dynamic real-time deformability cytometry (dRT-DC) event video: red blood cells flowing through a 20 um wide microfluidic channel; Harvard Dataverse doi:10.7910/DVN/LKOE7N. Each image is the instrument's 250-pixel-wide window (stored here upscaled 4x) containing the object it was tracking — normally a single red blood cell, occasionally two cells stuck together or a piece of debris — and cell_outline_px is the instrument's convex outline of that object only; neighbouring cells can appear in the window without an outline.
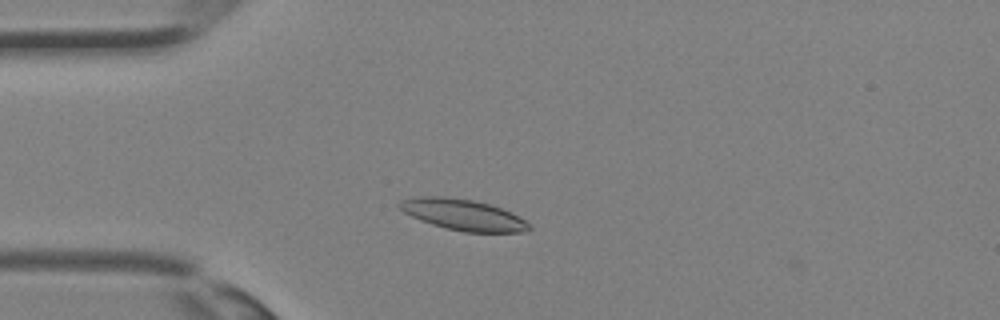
{"species": "Egyptian fruit bat (a non-hibernating species)", "species_latin": "Rousettus aegyptiacus", "temperature_condition": "room temperature", "stored_images_in_passage": 29, "camera_frame_rate_fps": 3000, "um_per_image_px": 0.085, "animal": {"sex": "female"}, "frame": {"image": 1, "passage_image": 3, "time_ms": 0.667, "image_size_px": [1000, 320], "cell_outline_px": [[532, 228], [524, 232], [464, 232], [444, 228], [420, 220], [404, 212], [396, 204], [400, 200], [416, 196], [444, 196], [476, 200], [492, 204], [512, 212], [532, 224]], "centroid_in_image_um": [39.39, 18.24], "position_along_channel_um": 45.6, "area_um2": 23.87}}
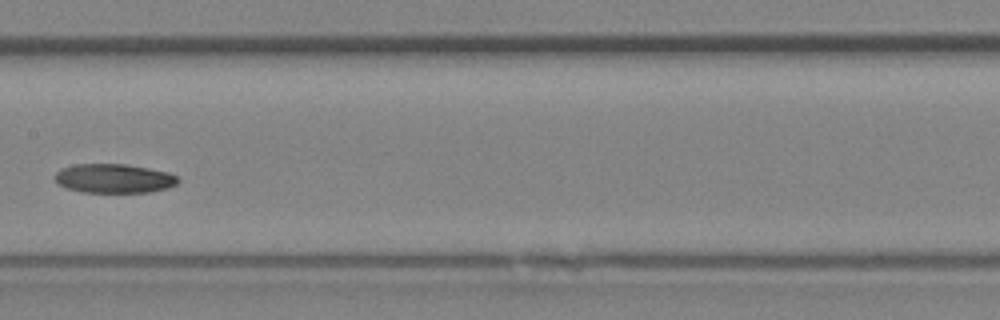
{"frame": {"image": 2, "passage_image": 12, "time_ms": 3.667, "image_size_px": [1000, 320], "cell_outline_px": [[180, 180], [176, 184], [168, 188], [148, 192], [80, 192], [68, 188], [60, 184], [56, 180], [56, 172], [60, 168], [76, 164], [124, 164], [148, 168], [168, 172], [176, 176]], "centroid_in_image_um": [9.7, 15.16], "position_along_channel_um": 197.7, "area_um2": 20.75}}
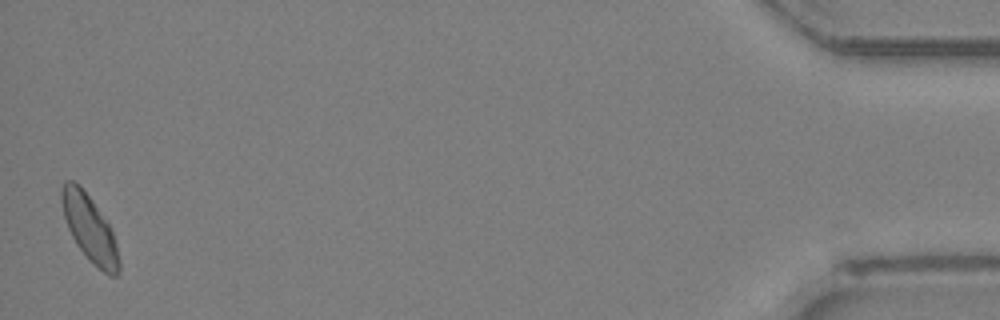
{"frame": {"image": 3, "passage_image": 29, "time_ms": 9.333, "image_size_px": [1000, 320], "cell_outline_px": [[120, 272], [116, 276], [108, 276], [88, 260], [76, 244], [68, 228], [64, 216], [60, 200], [60, 188], [64, 180], [72, 180], [80, 184], [92, 200], [112, 228], [120, 260]], "centroid_in_image_um": [7.61, 19.41], "position_along_channel_um": 427.6, "area_um2": 22.6}}